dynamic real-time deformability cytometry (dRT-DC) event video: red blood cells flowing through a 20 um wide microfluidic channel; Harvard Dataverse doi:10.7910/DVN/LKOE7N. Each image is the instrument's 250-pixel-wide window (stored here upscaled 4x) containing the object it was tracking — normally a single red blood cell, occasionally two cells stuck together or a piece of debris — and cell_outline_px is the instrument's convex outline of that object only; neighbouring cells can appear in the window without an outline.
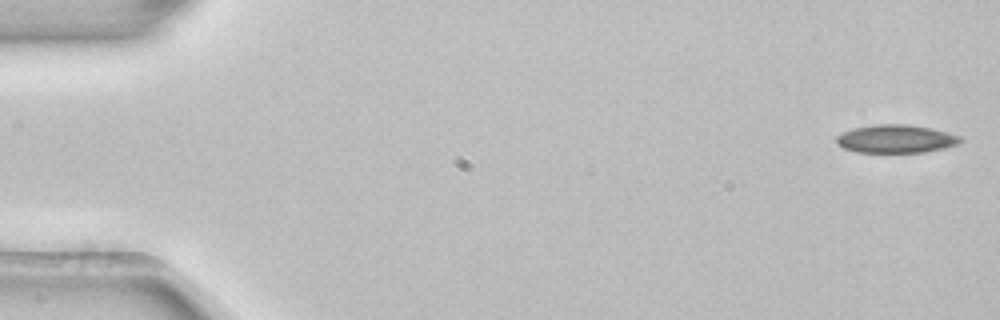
{"species": "common noctule bat (a hibernating species)", "species_latin": "Nyctalus noctula", "temperature_condition": "room temperature", "stored_images_in_passage": 4, "camera_frame_rate_fps": 3000, "um_per_image_px": 0.085, "animal": {"sex": "female", "body_mass_g": 22.7, "forearm_length_mm": 54.2}, "frame": {"image": 1, "passage_image": 1, "time_ms": 0.0, "image_size_px": [1000, 320], "cell_outline_px": [[964, 140], [960, 144], [944, 148], [924, 152], [856, 152], [844, 148], [836, 144], [836, 136], [852, 128], [872, 124], [908, 124], [932, 128], [948, 132], [960, 136]], "centroid_in_image_um": [76.17, 11.79], "position_along_channel_um": 8.8, "area_um2": 20.58}}